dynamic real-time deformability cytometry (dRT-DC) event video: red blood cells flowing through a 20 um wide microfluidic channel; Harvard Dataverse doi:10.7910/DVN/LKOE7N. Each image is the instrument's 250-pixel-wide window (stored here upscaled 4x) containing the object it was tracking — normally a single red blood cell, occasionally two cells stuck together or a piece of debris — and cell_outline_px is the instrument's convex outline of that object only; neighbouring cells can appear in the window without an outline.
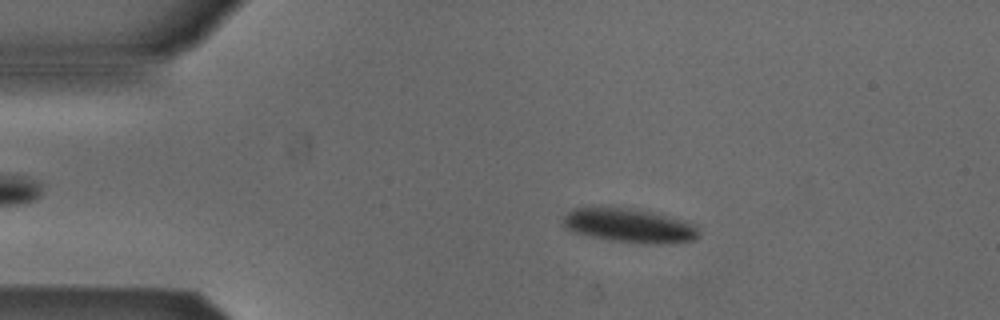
{"species": "Egyptian fruit bat (a non-hibernating species)", "species_latin": "Rousettus aegyptiacus", "temperature_condition": "cold", "stored_images_in_passage": 45, "camera_frame_rate_fps": 3000, "um_per_image_px": 0.085, "animal": {"sex": "male"}, "frame": {"image": 1, "passage_image": 9, "time_ms": 2.667, "image_size_px": [1000, 320], "cell_outline_px": [[700, 236], [696, 240], [660, 244], [644, 244], [612, 240], [588, 236], [572, 232], [564, 224], [564, 216], [572, 208], [592, 204], [628, 208], [668, 216], [696, 224]], "centroid_in_image_um": [53.45, 19.15], "position_along_channel_um": 31.5, "area_um2": 27.46}}
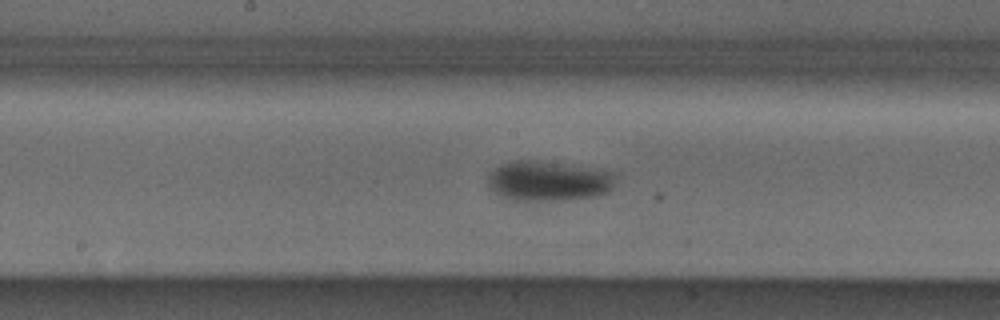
{"frame": {"image": 2, "passage_image": 26, "time_ms": 8.333, "image_size_px": [1000, 320], "cell_outline_px": [[620, 172], [612, 188], [608, 192], [592, 196], [564, 200], [512, 200], [488, 188], [488, 172], [500, 164], [516, 160], [528, 160]], "centroid_in_image_um": [46.63, 15.38], "position_along_channel_um": 201.6, "area_um2": 29.65}}
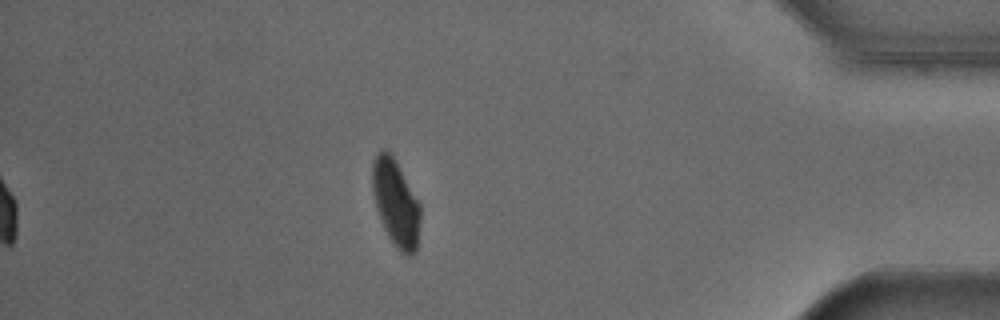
{"frame": {"image": 3, "passage_image": 45, "time_ms": 14.667, "image_size_px": [1000, 320], "cell_outline_px": [[420, 216], [416, 252], [412, 256], [404, 256], [392, 244], [384, 228], [376, 208], [372, 192], [372, 160], [376, 152], [380, 148], [384, 148], [396, 160], [420, 204]], "centroid_in_image_um": [33.62, 17.25], "position_along_channel_um": 401.6, "area_um2": 24.57}, "authors_computed_cell_mechanics": {"area_um2": 27.455, "velocity_mm_per_s": 3.8515, "shape_relaxation_time_tau1_ms": 3.2078, "shape_relaxation_time_tau2_ms": 6.7135, "deformation_change_tau1": 0.1166, "deformation_change_tau2": 0.0566}}